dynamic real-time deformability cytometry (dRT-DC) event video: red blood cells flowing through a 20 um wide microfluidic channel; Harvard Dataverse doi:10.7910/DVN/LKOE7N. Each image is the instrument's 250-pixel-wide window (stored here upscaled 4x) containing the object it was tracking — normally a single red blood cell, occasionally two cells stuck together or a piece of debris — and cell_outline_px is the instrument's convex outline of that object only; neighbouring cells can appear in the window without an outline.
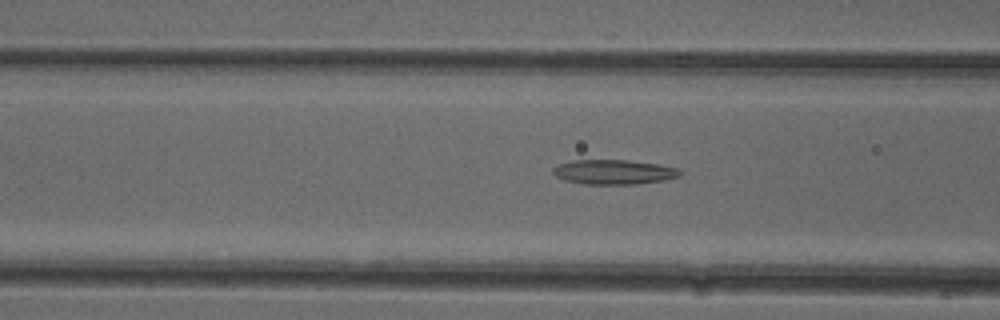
{"species": "common noctule bat (a hibernating species)", "species_latin": "Nyctalus noctula", "temperature_condition": "cold", "stored_images_in_passage": 37, "camera_frame_rate_fps": 3000, "um_per_image_px": 0.085, "animal": {"sex": "female"}, "frame": {"image": 1, "passage_image": 5, "time_ms": 1.333, "image_size_px": [1000, 320], "cell_outline_px": [[680, 176], [664, 180], [636, 184], [584, 184], [564, 180], [556, 176], [552, 172], [552, 168], [556, 164], [572, 160], [628, 160], [656, 164], [676, 168], [680, 172]], "centroid_in_image_um": [52.1, 14.62], "position_along_channel_um": 114.5, "area_um2": 18.21}}
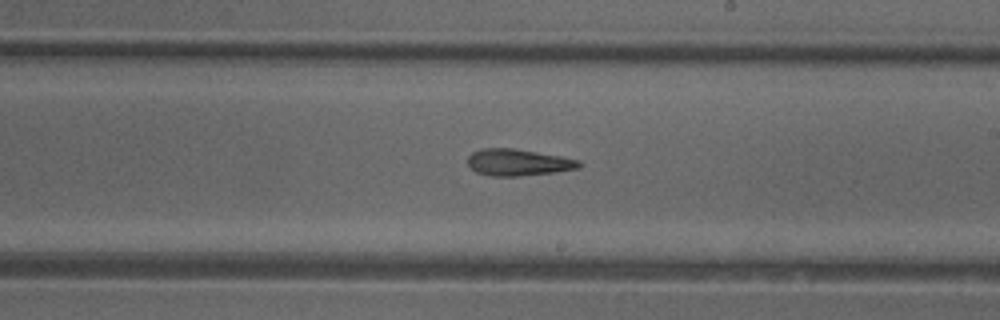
{"frame": {"image": 2, "passage_image": 15, "time_ms": 4.667, "image_size_px": [1000, 320], "cell_outline_px": [[584, 164], [580, 168], [556, 172], [520, 176], [488, 176], [476, 172], [468, 164], [468, 156], [472, 152], [484, 148], [512, 148], [560, 156], [580, 160]], "centroid_in_image_um": [44.07, 13.81], "position_along_channel_um": 244.9, "area_um2": 17.4}}
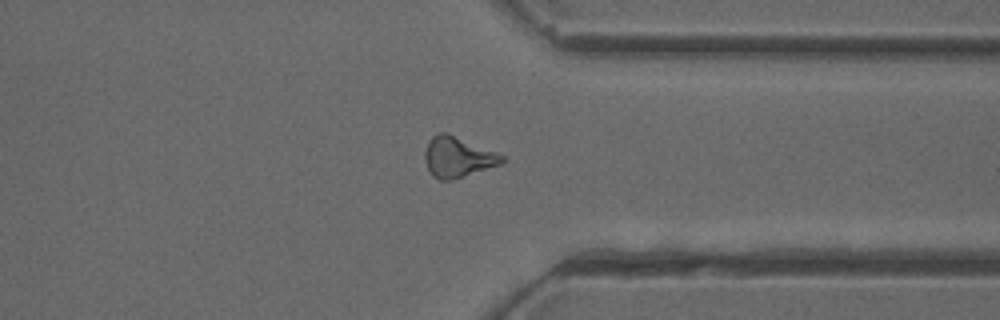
{"frame": {"image": 3, "passage_image": 25, "time_ms": 8.0, "image_size_px": [1000, 320], "cell_outline_px": [[508, 160], [500, 164], [452, 180], [440, 180], [432, 176], [424, 160], [424, 152], [428, 140], [432, 136], [440, 132], [448, 132], [504, 156]], "centroid_in_image_um": [38.88, 13.34], "position_along_channel_um": 372.5, "area_um2": 18.21}}